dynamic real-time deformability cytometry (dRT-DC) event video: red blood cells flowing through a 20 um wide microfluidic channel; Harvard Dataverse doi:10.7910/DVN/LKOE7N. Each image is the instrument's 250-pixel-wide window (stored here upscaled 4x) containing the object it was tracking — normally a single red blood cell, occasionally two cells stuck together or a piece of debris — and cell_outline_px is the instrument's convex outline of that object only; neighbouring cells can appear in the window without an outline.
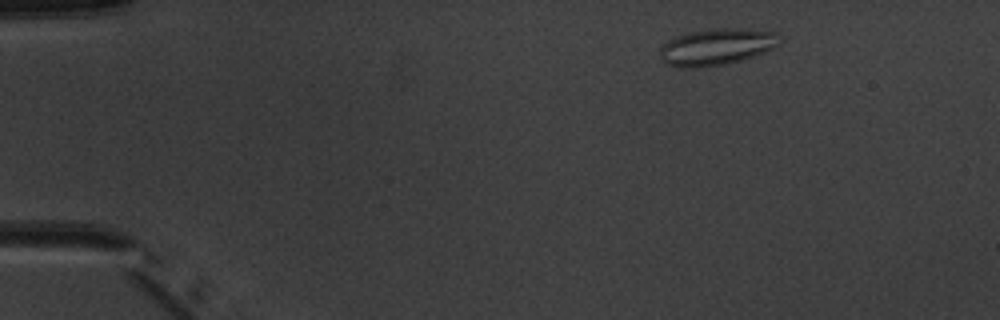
{"species": "common noctule bat (a hibernating species)", "species_latin": "Nyctalus noctula", "temperature_condition": "warm", "stored_images_in_passage": 3, "camera_frame_rate_fps": 3000, "um_per_image_px": 0.085, "animal": {"sex": "male", "body_mass_g": 20.1, "forearm_length_mm": 53.5}, "frame": {"image": 1, "passage_image": 1, "time_ms": 0.0, "image_size_px": [1000, 320], "cell_outline_px": [[780, 44], [776, 48], [744, 60], [728, 64], [704, 68], [680, 68], [668, 64], [660, 56], [660, 48], [668, 40], [676, 36], [688, 32], [712, 28], [744, 28], [776, 32]], "centroid_in_image_um": [60.94, 3.99], "position_along_channel_um": 24.1, "area_um2": 26.01}}